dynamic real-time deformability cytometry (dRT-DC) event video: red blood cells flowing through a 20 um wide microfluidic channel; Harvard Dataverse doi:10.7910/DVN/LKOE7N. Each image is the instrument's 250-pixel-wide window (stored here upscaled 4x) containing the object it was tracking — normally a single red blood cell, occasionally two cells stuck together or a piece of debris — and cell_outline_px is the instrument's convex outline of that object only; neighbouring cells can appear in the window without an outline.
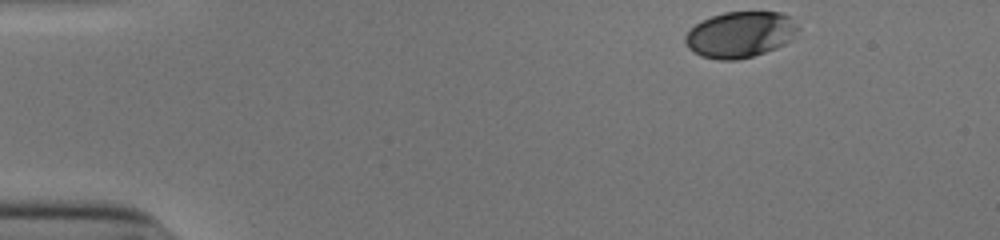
{"species": "human", "species_latin": "Homo sapiens", "temperature_condition": "cold", "stored_images_in_passage": 37, "camera_frame_rate_fps": 3000, "um_per_image_px": 0.085, "donor": {"sex": "male"}, "frame": {"image": 1, "passage_image": 1, "time_ms": 0.0, "image_size_px": [1000, 240], "cell_outline_px": [[800, 28], [784, 44], [776, 48], [752, 56], [736, 60], [720, 60], [700, 56], [692, 52], [688, 48], [684, 40], [684, 36], [696, 24], [712, 16], [724, 12], [780, 12], [788, 16]], "centroid_in_image_um": [62.88, 2.94], "position_along_channel_um": 22.1, "area_um2": 30.0}}
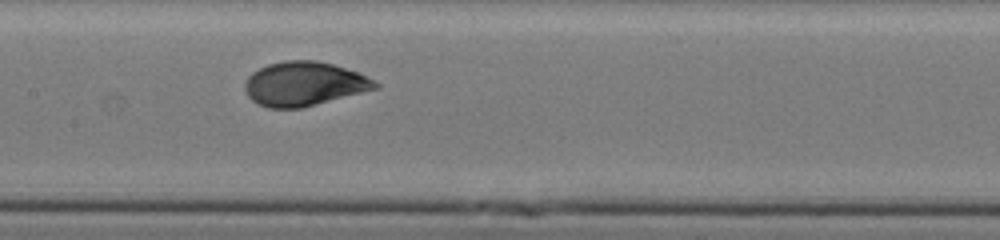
{"frame": {"image": 2, "passage_image": 21, "time_ms": 6.667, "image_size_px": [1000, 240], "cell_outline_px": [[380, 88], [300, 108], [268, 108], [256, 104], [248, 96], [244, 88], [244, 84], [248, 76], [252, 72], [268, 64], [284, 60], [316, 60], [332, 64], [360, 72], [380, 84]], "centroid_in_image_um": [25.85, 7.12], "position_along_channel_um": 181.5, "area_um2": 33.7}}
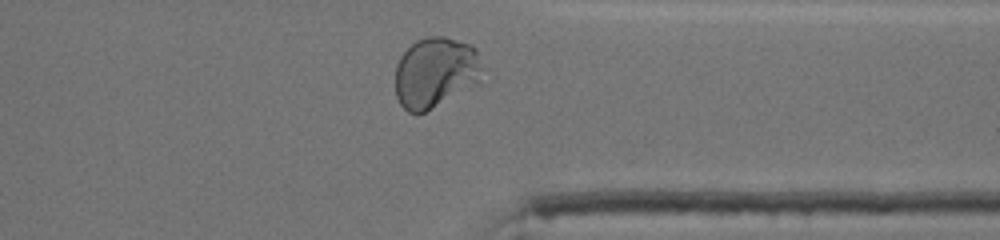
{"frame": {"image": 3, "passage_image": 36, "time_ms": 11.667, "image_size_px": [1000, 240], "cell_outline_px": [[480, 84], [416, 116], [408, 112], [400, 104], [396, 96], [396, 64], [400, 56], [416, 40], [428, 36], [444, 36], [472, 44], [476, 48]], "centroid_in_image_um": [36.98, 6.18], "position_along_channel_um": 374.4, "area_um2": 35.89}, "authors_computed_cell_mechanics": {"area_um2": 32.7726, "velocity_mm_per_s": 3.8874, "shape_relaxation_time_tau1_ms": 4.1087, "shape_relaxation_time_tau2_ms": null, "deformation_change_tau1": 0.1834, "deformation_change_tau2": null}}